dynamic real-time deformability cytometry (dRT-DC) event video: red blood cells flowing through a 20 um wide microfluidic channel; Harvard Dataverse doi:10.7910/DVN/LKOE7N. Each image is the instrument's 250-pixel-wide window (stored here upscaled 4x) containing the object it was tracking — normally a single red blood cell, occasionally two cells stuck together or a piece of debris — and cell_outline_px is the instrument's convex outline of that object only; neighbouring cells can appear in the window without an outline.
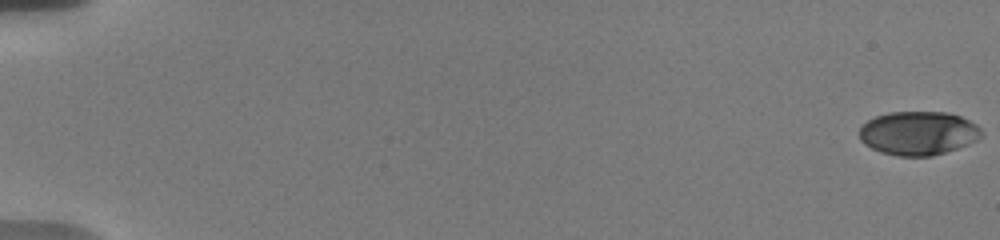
{"species": "human", "species_latin": "Homo sapiens", "temperature_condition": "warm", "stored_images_in_passage": 9, "camera_frame_rate_fps": 3000, "um_per_image_px": 0.085, "donor": {"sex": "male"}, "frame": {"image": 1, "passage_image": 1, "time_ms": 0.0, "image_size_px": [1000, 240], "cell_outline_px": [[984, 136], [968, 144], [932, 156], [896, 156], [880, 152], [864, 144], [860, 140], [860, 128], [868, 120], [876, 116], [888, 112], [948, 112], [960, 116], [976, 124], [984, 132]], "centroid_in_image_um": [78.06, 11.32], "position_along_channel_um": 6.9, "area_um2": 31.21}}